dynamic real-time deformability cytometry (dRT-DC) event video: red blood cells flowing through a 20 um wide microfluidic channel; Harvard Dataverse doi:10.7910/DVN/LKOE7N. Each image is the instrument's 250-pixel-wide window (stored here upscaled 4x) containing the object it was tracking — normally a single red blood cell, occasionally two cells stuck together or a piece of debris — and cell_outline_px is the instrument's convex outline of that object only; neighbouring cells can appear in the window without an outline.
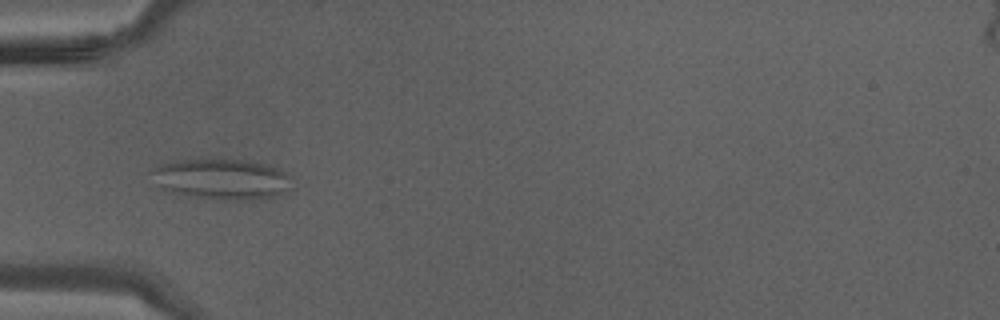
{"species": "Egyptian fruit bat (a non-hibernating species)", "species_latin": "Rousettus aegyptiacus", "temperature_condition": "warm", "stored_images_in_passage": 34, "camera_frame_rate_fps": 3000, "um_per_image_px": 0.085, "animal": {"sex": "male"}, "frame": {"image": 1, "passage_image": 6, "time_ms": 1.667, "image_size_px": [1000, 320], "cell_outline_px": [[292, 188], [280, 196], [264, 200], [236, 200], [196, 196], [172, 192], [160, 188], [156, 184], [148, 172], [160, 164], [180, 160], [212, 156], [252, 160], [272, 164], [292, 176]], "centroid_in_image_um": [18.93, 15.17], "position_along_channel_um": 66.1, "area_um2": 34.85}}
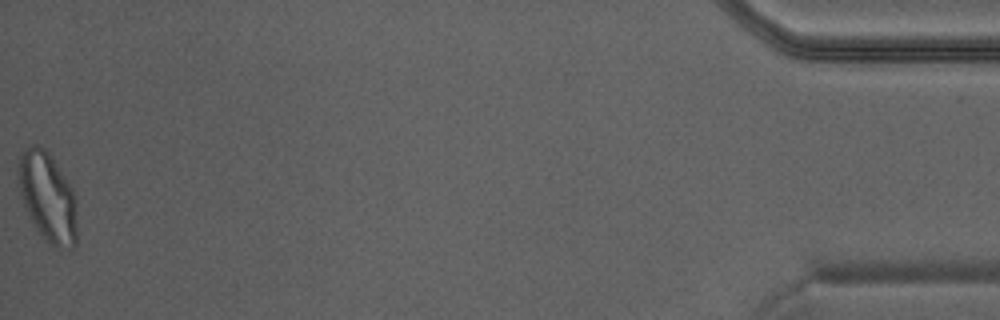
{"frame": {"image": 2, "passage_image": 34, "time_ms": 11.0, "image_size_px": [1000, 320], "cell_outline_px": [[76, 244], [60, 252], [48, 244], [36, 228], [24, 204], [20, 192], [20, 156], [32, 144], [36, 144], [44, 148], [48, 152], [72, 188], [76, 204]], "centroid_in_image_um": [4.09, 16.83], "position_along_channel_um": 431.1, "area_um2": 30.0}}